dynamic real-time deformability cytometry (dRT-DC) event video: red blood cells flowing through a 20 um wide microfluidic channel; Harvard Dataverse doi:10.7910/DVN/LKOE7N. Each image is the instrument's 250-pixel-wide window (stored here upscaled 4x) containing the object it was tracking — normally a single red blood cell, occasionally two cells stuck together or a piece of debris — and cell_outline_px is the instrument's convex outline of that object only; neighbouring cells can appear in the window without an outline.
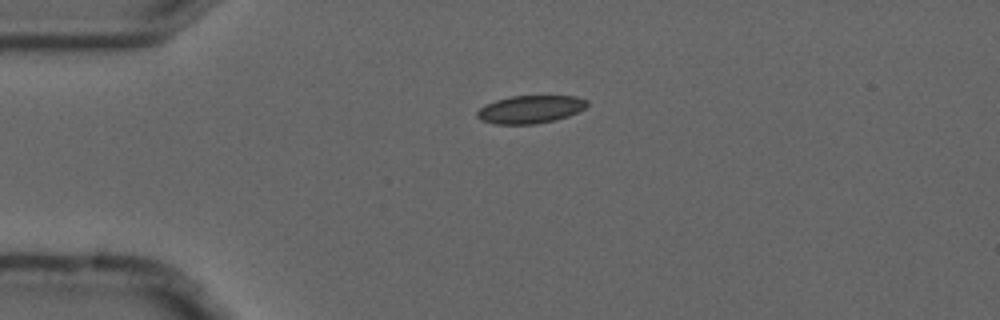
{"species": "common noctule bat (a hibernating species)", "species_latin": "Nyctalus noctula", "temperature_condition": "cold", "stored_images_in_passage": 2, "camera_frame_rate_fps": 3000, "um_per_image_px": 0.085, "animal": {"sex": "male", "forearm_length_mm": 52.5}, "frame": {"image": 1, "passage_image": 1, "time_ms": 0.0, "image_size_px": [1000, 320], "cell_outline_px": [[588, 104], [584, 108], [568, 116], [556, 120], [536, 124], [496, 124], [480, 120], [476, 116], [476, 112], [484, 104], [496, 100], [512, 96], [576, 96], [588, 100]], "centroid_in_image_um": [45.06, 9.3], "position_along_channel_um": 39.9, "area_um2": 17.92}}